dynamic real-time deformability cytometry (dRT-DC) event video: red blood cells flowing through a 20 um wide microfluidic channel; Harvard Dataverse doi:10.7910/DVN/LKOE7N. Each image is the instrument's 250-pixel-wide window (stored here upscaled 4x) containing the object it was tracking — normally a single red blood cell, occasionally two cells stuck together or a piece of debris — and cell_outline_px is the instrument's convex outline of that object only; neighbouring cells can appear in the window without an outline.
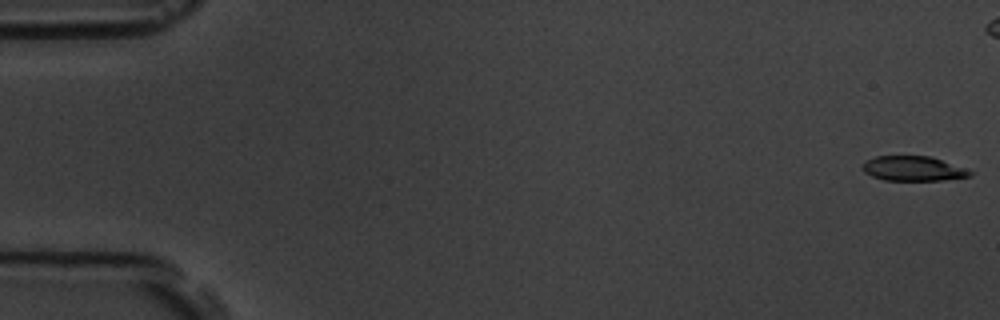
{"species": "common noctule bat (a hibernating species)", "species_latin": "Nyctalus noctula", "temperature_condition": "room temperature", "stored_images_in_passage": 6, "camera_frame_rate_fps": 3000, "um_per_image_px": 0.085, "animal": {"sex": "male", "body_mass_g": 19.5, "forearm_length_mm": 54.6}, "frame": {"image": 1, "passage_image": 1, "time_ms": 0.0, "image_size_px": [1000, 320], "cell_outline_px": [[972, 176], [944, 180], [884, 180], [872, 176], [864, 172], [864, 160], [876, 156], [928, 156], [964, 168], [972, 172]], "centroid_in_image_um": [77.59, 14.33], "position_along_channel_um": 7.4, "area_um2": 15.26}}
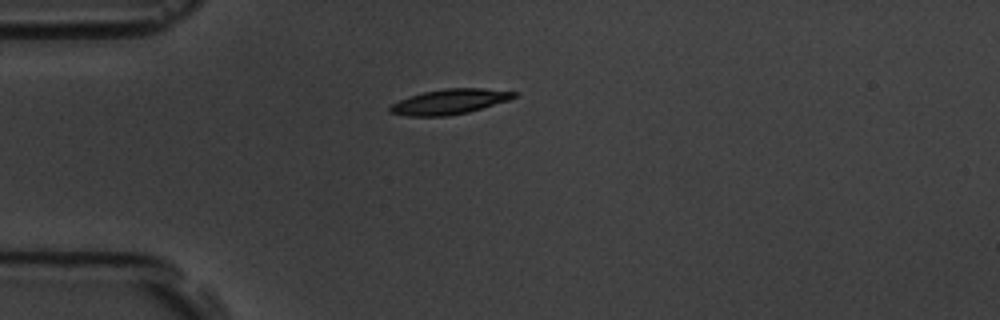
{"frame": {"image": 2, "passage_image": 6, "time_ms": 6.667, "image_size_px": [1000, 320], "cell_outline_px": [[520, 92], [516, 96], [508, 100], [468, 112], [448, 116], [408, 116], [388, 112], [388, 108], [392, 104], [408, 96], [424, 92], [444, 88], [484, 88]], "centroid_in_image_um": [38.21, 8.63], "position_along_channel_um": 46.8, "area_um2": 18.15}}